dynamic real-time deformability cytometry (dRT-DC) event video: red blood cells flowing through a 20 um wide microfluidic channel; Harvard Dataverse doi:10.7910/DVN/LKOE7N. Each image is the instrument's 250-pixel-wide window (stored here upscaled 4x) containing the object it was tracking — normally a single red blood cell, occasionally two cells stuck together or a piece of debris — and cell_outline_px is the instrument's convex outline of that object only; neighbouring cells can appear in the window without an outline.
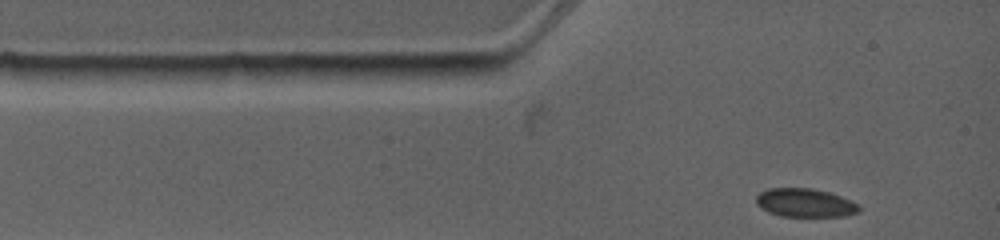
{"species": "common noctule bat (a hibernating species)", "species_latin": "Nyctalus noctula", "temperature_condition": "warm", "stored_images_in_passage": 4, "camera_frame_rate_fps": 4500, "um_per_image_px": 0.085, "animal": {"sex": "female", "body_mass_g": 19.0, "forearm_length_mm": 53.3}, "frame": {"image": 1, "passage_image": 1, "time_ms": 0.0, "image_size_px": [1000, 240], "cell_outline_px": [[860, 212], [844, 216], [780, 216], [768, 212], [756, 204], [756, 196], [760, 192], [768, 188], [812, 188], [828, 192], [852, 200], [860, 208]], "centroid_in_image_um": [68.42, 17.24], "position_along_channel_um": 16.6, "area_um2": 17.11}}
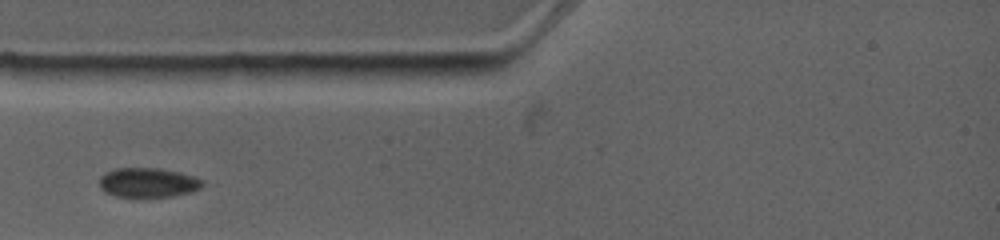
{"frame": {"image": 2, "passage_image": 3, "time_ms": 2.0, "image_size_px": [1000, 240], "cell_outline_px": [[204, 184], [200, 188], [188, 192], [172, 196], [116, 196], [104, 192], [100, 188], [100, 176], [104, 172], [116, 168], [160, 168], [180, 172], [192, 176], [200, 180]], "centroid_in_image_um": [12.53, 15.5], "position_along_channel_um": 72.5, "area_um2": 17.51}}